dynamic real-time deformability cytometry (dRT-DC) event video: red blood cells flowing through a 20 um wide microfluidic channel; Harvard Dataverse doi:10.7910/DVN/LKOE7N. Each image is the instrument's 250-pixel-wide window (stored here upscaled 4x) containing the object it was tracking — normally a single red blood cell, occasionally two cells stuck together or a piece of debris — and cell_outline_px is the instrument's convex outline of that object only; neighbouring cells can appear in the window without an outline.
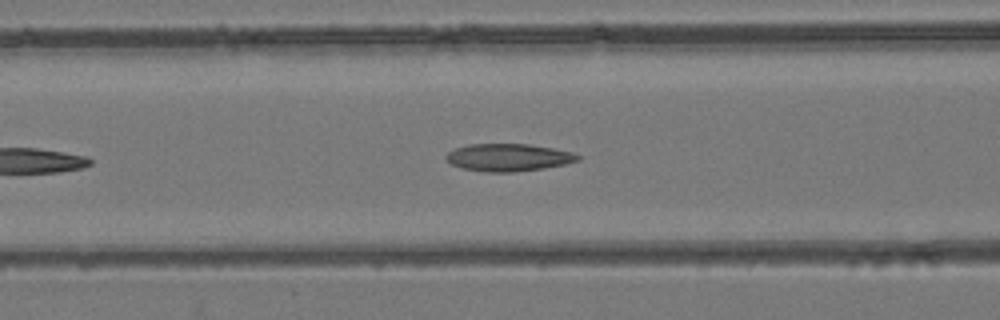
{"species": "common noctule bat (a hibernating species)", "species_latin": "Nyctalus noctula", "temperature_condition": "room temperature", "stored_images_in_passage": 33, "camera_frame_rate_fps": 3000, "um_per_image_px": 0.085, "animal": {"sex": "female", "body_mass_g": 24.6, "forearm_length_mm": 56.2}, "frame": {"image": 1, "passage_image": 9, "time_ms": 2.667, "image_size_px": [1000, 320], "cell_outline_px": [[580, 160], [564, 164], [544, 168], [512, 172], [488, 172], [460, 168], [452, 164], [444, 156], [448, 152], [456, 148], [468, 144], [528, 144], [552, 148], [572, 152], [580, 156]], "centroid_in_image_um": [43.2, 13.38], "position_along_channel_um": 123.4, "area_um2": 20.98}}
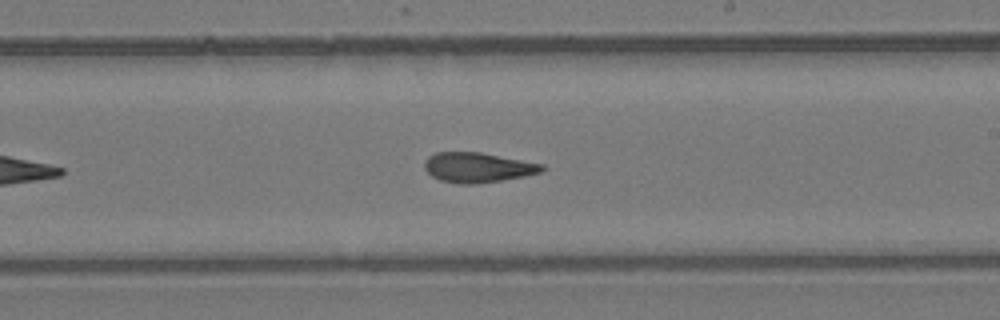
{"frame": {"image": 2, "passage_image": 18, "time_ms": 5.667, "image_size_px": [1000, 320], "cell_outline_px": [[544, 168], [540, 172], [524, 176], [476, 184], [460, 184], [440, 180], [432, 176], [424, 168], [424, 160], [428, 156], [436, 152], [480, 152], [544, 164]], "centroid_in_image_um": [40.57, 14.23], "position_along_channel_um": 248.4, "area_um2": 20.4}}
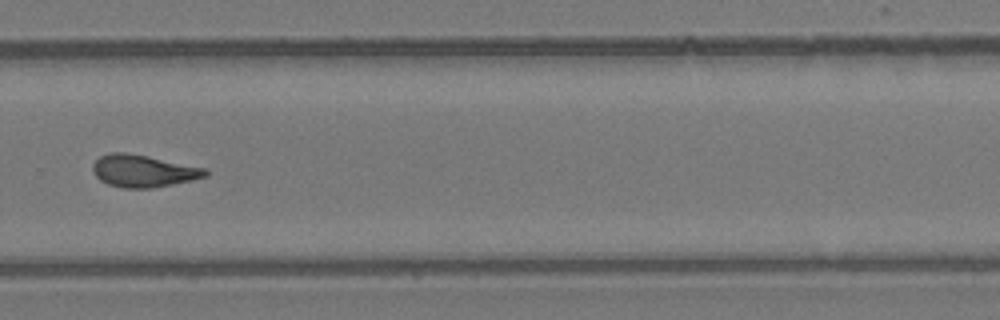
{"frame": {"image": 3, "passage_image": 23, "time_ms": 7.333, "image_size_px": [1000, 320], "cell_outline_px": [[208, 176], [192, 180], [152, 188], [124, 188], [108, 184], [100, 180], [92, 172], [92, 164], [100, 156], [112, 152], [124, 152], [148, 156], [208, 168]], "centroid_in_image_um": [12.19, 14.53], "position_along_channel_um": 317.6, "area_um2": 21.27}}